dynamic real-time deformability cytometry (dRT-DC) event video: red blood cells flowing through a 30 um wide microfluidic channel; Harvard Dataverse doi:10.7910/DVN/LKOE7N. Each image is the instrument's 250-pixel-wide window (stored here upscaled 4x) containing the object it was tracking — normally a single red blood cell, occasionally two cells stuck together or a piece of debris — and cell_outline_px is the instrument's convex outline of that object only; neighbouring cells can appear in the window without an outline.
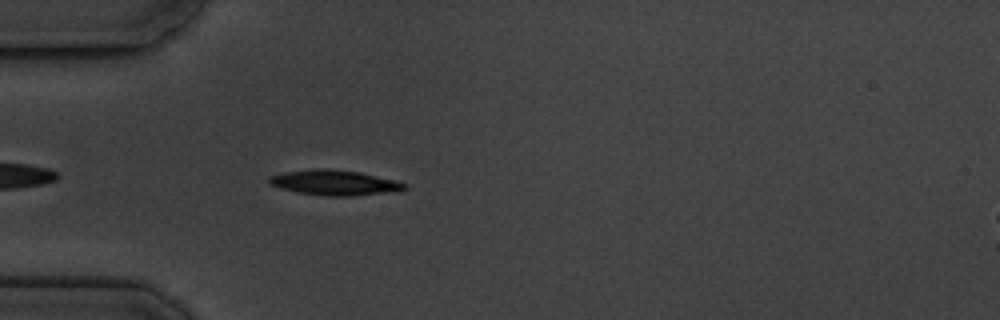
{"species": "common noctule bat (a hibernating species)", "species_latin": "Nyctalus noctula", "temperature_condition": "cold", "stored_images_in_passage": 5, "camera_frame_rate_fps": 3000, "um_per_image_px": 0.085, "animal": {"sex": "male", "body_mass_g": 19.5, "forearm_length_mm": 54.6}, "frame": {"image": 1, "passage_image": 5, "time_ms": 4.667, "image_size_px": [1000, 320], "cell_outline_px": [[408, 188], [352, 196], [324, 196], [296, 192], [280, 188], [268, 184], [268, 176], [284, 172], [316, 168], [328, 168], [360, 172], [396, 180], [408, 184]], "centroid_in_image_um": [28.35, 15.51], "position_along_channel_um": 56.6, "area_um2": 19.83}}